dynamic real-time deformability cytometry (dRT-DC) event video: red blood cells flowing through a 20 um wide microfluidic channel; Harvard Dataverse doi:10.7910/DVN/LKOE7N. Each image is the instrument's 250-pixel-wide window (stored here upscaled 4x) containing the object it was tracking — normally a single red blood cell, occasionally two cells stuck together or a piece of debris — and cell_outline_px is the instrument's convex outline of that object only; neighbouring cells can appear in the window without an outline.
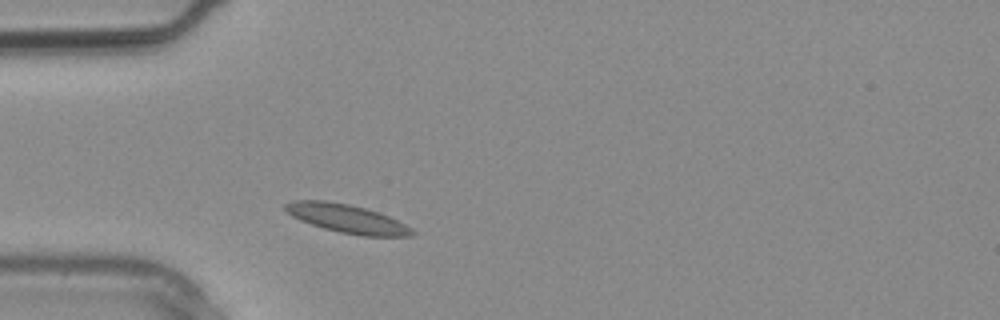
{"species": "common noctule bat (a hibernating species)", "species_latin": "Nyctalus noctula", "temperature_condition": "warm", "stored_images_in_passage": 1, "camera_frame_rate_fps": 3000, "um_per_image_px": 0.085, "animal": {"sex": "male", "body_mass_g": 20.4}, "frame": {"image": 1, "passage_image": 1, "time_ms": 0.0, "image_size_px": [1000, 320], "cell_outline_px": [[416, 232], [412, 236], [360, 236], [340, 232], [324, 228], [300, 220], [292, 216], [284, 208], [284, 204], [292, 200], [324, 200], [348, 204], [364, 208], [388, 216], [412, 228]], "centroid_in_image_um": [29.48, 18.58], "position_along_channel_um": 55.5, "area_um2": 20.87}}